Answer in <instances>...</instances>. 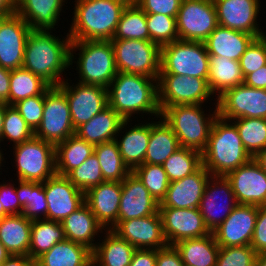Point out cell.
<instances>
[{
	"label": "cell",
	"mask_w": 266,
	"mask_h": 266,
	"mask_svg": "<svg viewBox=\"0 0 266 266\" xmlns=\"http://www.w3.org/2000/svg\"><path fill=\"white\" fill-rule=\"evenodd\" d=\"M211 176L202 165L193 174L170 182L159 208H199L206 184Z\"/></svg>",
	"instance_id": "obj_23"
},
{
	"label": "cell",
	"mask_w": 266,
	"mask_h": 266,
	"mask_svg": "<svg viewBox=\"0 0 266 266\" xmlns=\"http://www.w3.org/2000/svg\"><path fill=\"white\" fill-rule=\"evenodd\" d=\"M16 185L10 182L0 184V202L9 215H20L23 211L16 195Z\"/></svg>",
	"instance_id": "obj_53"
},
{
	"label": "cell",
	"mask_w": 266,
	"mask_h": 266,
	"mask_svg": "<svg viewBox=\"0 0 266 266\" xmlns=\"http://www.w3.org/2000/svg\"><path fill=\"white\" fill-rule=\"evenodd\" d=\"M120 1L125 2L127 5L135 3V0H120Z\"/></svg>",
	"instance_id": "obj_67"
},
{
	"label": "cell",
	"mask_w": 266,
	"mask_h": 266,
	"mask_svg": "<svg viewBox=\"0 0 266 266\" xmlns=\"http://www.w3.org/2000/svg\"><path fill=\"white\" fill-rule=\"evenodd\" d=\"M51 86L23 67L11 70L9 106L32 96L44 95Z\"/></svg>",
	"instance_id": "obj_40"
},
{
	"label": "cell",
	"mask_w": 266,
	"mask_h": 266,
	"mask_svg": "<svg viewBox=\"0 0 266 266\" xmlns=\"http://www.w3.org/2000/svg\"><path fill=\"white\" fill-rule=\"evenodd\" d=\"M66 0H16V13L32 30H53Z\"/></svg>",
	"instance_id": "obj_27"
},
{
	"label": "cell",
	"mask_w": 266,
	"mask_h": 266,
	"mask_svg": "<svg viewBox=\"0 0 266 266\" xmlns=\"http://www.w3.org/2000/svg\"><path fill=\"white\" fill-rule=\"evenodd\" d=\"M0 149H1V147H0ZM3 150L1 149L0 150V170L2 169L1 167L3 166L2 164H3V160H5V158H3V155H5V154H3V152H2Z\"/></svg>",
	"instance_id": "obj_66"
},
{
	"label": "cell",
	"mask_w": 266,
	"mask_h": 266,
	"mask_svg": "<svg viewBox=\"0 0 266 266\" xmlns=\"http://www.w3.org/2000/svg\"><path fill=\"white\" fill-rule=\"evenodd\" d=\"M179 40L204 42L218 26L213 0H182L176 17Z\"/></svg>",
	"instance_id": "obj_12"
},
{
	"label": "cell",
	"mask_w": 266,
	"mask_h": 266,
	"mask_svg": "<svg viewBox=\"0 0 266 266\" xmlns=\"http://www.w3.org/2000/svg\"><path fill=\"white\" fill-rule=\"evenodd\" d=\"M34 136V131L29 127L20 113L5 103L4 124L1 135V142H13V145L23 143ZM8 139V140H7Z\"/></svg>",
	"instance_id": "obj_48"
},
{
	"label": "cell",
	"mask_w": 266,
	"mask_h": 266,
	"mask_svg": "<svg viewBox=\"0 0 266 266\" xmlns=\"http://www.w3.org/2000/svg\"><path fill=\"white\" fill-rule=\"evenodd\" d=\"M61 225L64 229L66 239L82 244L92 251L97 242L95 236L103 234L104 227L97 221L90 208L84 202L78 209L68 215ZM95 242V243H94Z\"/></svg>",
	"instance_id": "obj_28"
},
{
	"label": "cell",
	"mask_w": 266,
	"mask_h": 266,
	"mask_svg": "<svg viewBox=\"0 0 266 266\" xmlns=\"http://www.w3.org/2000/svg\"><path fill=\"white\" fill-rule=\"evenodd\" d=\"M16 0H0V17L15 13Z\"/></svg>",
	"instance_id": "obj_60"
},
{
	"label": "cell",
	"mask_w": 266,
	"mask_h": 266,
	"mask_svg": "<svg viewBox=\"0 0 266 266\" xmlns=\"http://www.w3.org/2000/svg\"><path fill=\"white\" fill-rule=\"evenodd\" d=\"M104 232L92 251V266H129L136 248L111 229Z\"/></svg>",
	"instance_id": "obj_30"
},
{
	"label": "cell",
	"mask_w": 266,
	"mask_h": 266,
	"mask_svg": "<svg viewBox=\"0 0 266 266\" xmlns=\"http://www.w3.org/2000/svg\"><path fill=\"white\" fill-rule=\"evenodd\" d=\"M239 63L244 77L266 65V35L255 38L250 43Z\"/></svg>",
	"instance_id": "obj_50"
},
{
	"label": "cell",
	"mask_w": 266,
	"mask_h": 266,
	"mask_svg": "<svg viewBox=\"0 0 266 266\" xmlns=\"http://www.w3.org/2000/svg\"><path fill=\"white\" fill-rule=\"evenodd\" d=\"M11 70L0 66V103L9 105Z\"/></svg>",
	"instance_id": "obj_58"
},
{
	"label": "cell",
	"mask_w": 266,
	"mask_h": 266,
	"mask_svg": "<svg viewBox=\"0 0 266 266\" xmlns=\"http://www.w3.org/2000/svg\"><path fill=\"white\" fill-rule=\"evenodd\" d=\"M12 146L18 180L44 183L56 174L55 145L52 143L33 136Z\"/></svg>",
	"instance_id": "obj_8"
},
{
	"label": "cell",
	"mask_w": 266,
	"mask_h": 266,
	"mask_svg": "<svg viewBox=\"0 0 266 266\" xmlns=\"http://www.w3.org/2000/svg\"><path fill=\"white\" fill-rule=\"evenodd\" d=\"M237 205L234 192L227 178L225 176H211L199 206L203 221L209 231L213 232L222 224Z\"/></svg>",
	"instance_id": "obj_15"
},
{
	"label": "cell",
	"mask_w": 266,
	"mask_h": 266,
	"mask_svg": "<svg viewBox=\"0 0 266 266\" xmlns=\"http://www.w3.org/2000/svg\"><path fill=\"white\" fill-rule=\"evenodd\" d=\"M251 158L242 144L235 124L218 115L207 147L202 152V165L212 176H226Z\"/></svg>",
	"instance_id": "obj_4"
},
{
	"label": "cell",
	"mask_w": 266,
	"mask_h": 266,
	"mask_svg": "<svg viewBox=\"0 0 266 266\" xmlns=\"http://www.w3.org/2000/svg\"><path fill=\"white\" fill-rule=\"evenodd\" d=\"M129 266H156V249H136Z\"/></svg>",
	"instance_id": "obj_56"
},
{
	"label": "cell",
	"mask_w": 266,
	"mask_h": 266,
	"mask_svg": "<svg viewBox=\"0 0 266 266\" xmlns=\"http://www.w3.org/2000/svg\"><path fill=\"white\" fill-rule=\"evenodd\" d=\"M231 121L238 130L245 150L252 158L266 148L265 118H237Z\"/></svg>",
	"instance_id": "obj_43"
},
{
	"label": "cell",
	"mask_w": 266,
	"mask_h": 266,
	"mask_svg": "<svg viewBox=\"0 0 266 266\" xmlns=\"http://www.w3.org/2000/svg\"><path fill=\"white\" fill-rule=\"evenodd\" d=\"M225 177L231 184L237 204L266 206V172L254 158Z\"/></svg>",
	"instance_id": "obj_16"
},
{
	"label": "cell",
	"mask_w": 266,
	"mask_h": 266,
	"mask_svg": "<svg viewBox=\"0 0 266 266\" xmlns=\"http://www.w3.org/2000/svg\"><path fill=\"white\" fill-rule=\"evenodd\" d=\"M18 181L16 195L23 207L22 215L31 221L47 219L48 204L45 196L44 183Z\"/></svg>",
	"instance_id": "obj_39"
},
{
	"label": "cell",
	"mask_w": 266,
	"mask_h": 266,
	"mask_svg": "<svg viewBox=\"0 0 266 266\" xmlns=\"http://www.w3.org/2000/svg\"><path fill=\"white\" fill-rule=\"evenodd\" d=\"M135 3L145 13L165 14L176 18L182 0H135Z\"/></svg>",
	"instance_id": "obj_52"
},
{
	"label": "cell",
	"mask_w": 266,
	"mask_h": 266,
	"mask_svg": "<svg viewBox=\"0 0 266 266\" xmlns=\"http://www.w3.org/2000/svg\"><path fill=\"white\" fill-rule=\"evenodd\" d=\"M211 96L214 98L205 79L178 74L159 75L158 104L161 112L174 105H203Z\"/></svg>",
	"instance_id": "obj_11"
},
{
	"label": "cell",
	"mask_w": 266,
	"mask_h": 266,
	"mask_svg": "<svg viewBox=\"0 0 266 266\" xmlns=\"http://www.w3.org/2000/svg\"><path fill=\"white\" fill-rule=\"evenodd\" d=\"M121 201L117 221L142 218L158 213L159 202L131 172L122 182Z\"/></svg>",
	"instance_id": "obj_24"
},
{
	"label": "cell",
	"mask_w": 266,
	"mask_h": 266,
	"mask_svg": "<svg viewBox=\"0 0 266 266\" xmlns=\"http://www.w3.org/2000/svg\"><path fill=\"white\" fill-rule=\"evenodd\" d=\"M218 25L246 32L256 38L266 35L257 24L260 0H213Z\"/></svg>",
	"instance_id": "obj_21"
},
{
	"label": "cell",
	"mask_w": 266,
	"mask_h": 266,
	"mask_svg": "<svg viewBox=\"0 0 266 266\" xmlns=\"http://www.w3.org/2000/svg\"><path fill=\"white\" fill-rule=\"evenodd\" d=\"M118 72L159 79L161 47L152 41L112 39Z\"/></svg>",
	"instance_id": "obj_9"
},
{
	"label": "cell",
	"mask_w": 266,
	"mask_h": 266,
	"mask_svg": "<svg viewBox=\"0 0 266 266\" xmlns=\"http://www.w3.org/2000/svg\"><path fill=\"white\" fill-rule=\"evenodd\" d=\"M160 74H178L207 81L209 54L205 43L176 40L162 46Z\"/></svg>",
	"instance_id": "obj_7"
},
{
	"label": "cell",
	"mask_w": 266,
	"mask_h": 266,
	"mask_svg": "<svg viewBox=\"0 0 266 266\" xmlns=\"http://www.w3.org/2000/svg\"><path fill=\"white\" fill-rule=\"evenodd\" d=\"M9 214L3 209L2 203L0 202V219L8 216Z\"/></svg>",
	"instance_id": "obj_65"
},
{
	"label": "cell",
	"mask_w": 266,
	"mask_h": 266,
	"mask_svg": "<svg viewBox=\"0 0 266 266\" xmlns=\"http://www.w3.org/2000/svg\"><path fill=\"white\" fill-rule=\"evenodd\" d=\"M113 39L149 41L146 13L136 3L124 8Z\"/></svg>",
	"instance_id": "obj_42"
},
{
	"label": "cell",
	"mask_w": 266,
	"mask_h": 266,
	"mask_svg": "<svg viewBox=\"0 0 266 266\" xmlns=\"http://www.w3.org/2000/svg\"><path fill=\"white\" fill-rule=\"evenodd\" d=\"M213 113H204L202 104H184L166 107L162 119L172 128L180 147L201 153L206 149L213 123L218 116L217 103Z\"/></svg>",
	"instance_id": "obj_5"
},
{
	"label": "cell",
	"mask_w": 266,
	"mask_h": 266,
	"mask_svg": "<svg viewBox=\"0 0 266 266\" xmlns=\"http://www.w3.org/2000/svg\"><path fill=\"white\" fill-rule=\"evenodd\" d=\"M254 159L258 162L261 168L266 172V148L259 152Z\"/></svg>",
	"instance_id": "obj_61"
},
{
	"label": "cell",
	"mask_w": 266,
	"mask_h": 266,
	"mask_svg": "<svg viewBox=\"0 0 266 266\" xmlns=\"http://www.w3.org/2000/svg\"><path fill=\"white\" fill-rule=\"evenodd\" d=\"M80 51L77 61L74 53ZM77 63L79 83L107 89L118 73L111 41H71L70 65Z\"/></svg>",
	"instance_id": "obj_6"
},
{
	"label": "cell",
	"mask_w": 266,
	"mask_h": 266,
	"mask_svg": "<svg viewBox=\"0 0 266 266\" xmlns=\"http://www.w3.org/2000/svg\"><path fill=\"white\" fill-rule=\"evenodd\" d=\"M11 254L6 250L4 245L0 242V264L3 263Z\"/></svg>",
	"instance_id": "obj_64"
},
{
	"label": "cell",
	"mask_w": 266,
	"mask_h": 266,
	"mask_svg": "<svg viewBox=\"0 0 266 266\" xmlns=\"http://www.w3.org/2000/svg\"><path fill=\"white\" fill-rule=\"evenodd\" d=\"M34 266H92V250L65 239L38 257Z\"/></svg>",
	"instance_id": "obj_32"
},
{
	"label": "cell",
	"mask_w": 266,
	"mask_h": 266,
	"mask_svg": "<svg viewBox=\"0 0 266 266\" xmlns=\"http://www.w3.org/2000/svg\"><path fill=\"white\" fill-rule=\"evenodd\" d=\"M94 153V145L73 134L55 146L56 174L66 176Z\"/></svg>",
	"instance_id": "obj_37"
},
{
	"label": "cell",
	"mask_w": 266,
	"mask_h": 266,
	"mask_svg": "<svg viewBox=\"0 0 266 266\" xmlns=\"http://www.w3.org/2000/svg\"><path fill=\"white\" fill-rule=\"evenodd\" d=\"M129 122L130 120H125L122 123L117 134L118 137L120 135V138L118 140V137H116L115 141L118 144L124 164L132 172L136 167L144 164L145 154L151 133V121H147L146 123L143 122V124L142 122L138 123L131 128L129 126ZM127 124L129 129L126 128ZM124 130H126V132ZM119 133H123L124 135Z\"/></svg>",
	"instance_id": "obj_26"
},
{
	"label": "cell",
	"mask_w": 266,
	"mask_h": 266,
	"mask_svg": "<svg viewBox=\"0 0 266 266\" xmlns=\"http://www.w3.org/2000/svg\"><path fill=\"white\" fill-rule=\"evenodd\" d=\"M244 84L257 89H266V65L244 77Z\"/></svg>",
	"instance_id": "obj_57"
},
{
	"label": "cell",
	"mask_w": 266,
	"mask_h": 266,
	"mask_svg": "<svg viewBox=\"0 0 266 266\" xmlns=\"http://www.w3.org/2000/svg\"><path fill=\"white\" fill-rule=\"evenodd\" d=\"M111 230L136 249L158 250L168 245L159 212L142 218L117 221Z\"/></svg>",
	"instance_id": "obj_20"
},
{
	"label": "cell",
	"mask_w": 266,
	"mask_h": 266,
	"mask_svg": "<svg viewBox=\"0 0 266 266\" xmlns=\"http://www.w3.org/2000/svg\"><path fill=\"white\" fill-rule=\"evenodd\" d=\"M51 33V30H31L26 40L22 67L50 86H59L65 80L61 75L71 67V38L68 33L64 39Z\"/></svg>",
	"instance_id": "obj_1"
},
{
	"label": "cell",
	"mask_w": 266,
	"mask_h": 266,
	"mask_svg": "<svg viewBox=\"0 0 266 266\" xmlns=\"http://www.w3.org/2000/svg\"><path fill=\"white\" fill-rule=\"evenodd\" d=\"M258 207L238 204L212 233L220 247L250 245L256 225Z\"/></svg>",
	"instance_id": "obj_19"
},
{
	"label": "cell",
	"mask_w": 266,
	"mask_h": 266,
	"mask_svg": "<svg viewBox=\"0 0 266 266\" xmlns=\"http://www.w3.org/2000/svg\"><path fill=\"white\" fill-rule=\"evenodd\" d=\"M76 83L75 85L73 83L70 85L68 79H65L57 86L66 95L75 130L108 107L106 88Z\"/></svg>",
	"instance_id": "obj_14"
},
{
	"label": "cell",
	"mask_w": 266,
	"mask_h": 266,
	"mask_svg": "<svg viewBox=\"0 0 266 266\" xmlns=\"http://www.w3.org/2000/svg\"><path fill=\"white\" fill-rule=\"evenodd\" d=\"M149 41L160 47L179 40L176 18L165 14L146 13Z\"/></svg>",
	"instance_id": "obj_46"
},
{
	"label": "cell",
	"mask_w": 266,
	"mask_h": 266,
	"mask_svg": "<svg viewBox=\"0 0 266 266\" xmlns=\"http://www.w3.org/2000/svg\"><path fill=\"white\" fill-rule=\"evenodd\" d=\"M208 86L218 98L227 89L244 83V75L239 61L217 55H209Z\"/></svg>",
	"instance_id": "obj_33"
},
{
	"label": "cell",
	"mask_w": 266,
	"mask_h": 266,
	"mask_svg": "<svg viewBox=\"0 0 266 266\" xmlns=\"http://www.w3.org/2000/svg\"><path fill=\"white\" fill-rule=\"evenodd\" d=\"M94 153L99 160L104 181L122 182L131 173L123 162L115 140L95 145Z\"/></svg>",
	"instance_id": "obj_41"
},
{
	"label": "cell",
	"mask_w": 266,
	"mask_h": 266,
	"mask_svg": "<svg viewBox=\"0 0 266 266\" xmlns=\"http://www.w3.org/2000/svg\"><path fill=\"white\" fill-rule=\"evenodd\" d=\"M68 32L71 41H111L125 2L120 0H75Z\"/></svg>",
	"instance_id": "obj_3"
},
{
	"label": "cell",
	"mask_w": 266,
	"mask_h": 266,
	"mask_svg": "<svg viewBox=\"0 0 266 266\" xmlns=\"http://www.w3.org/2000/svg\"><path fill=\"white\" fill-rule=\"evenodd\" d=\"M75 132L66 95L57 86H51L44 94L42 121L34 136L56 146Z\"/></svg>",
	"instance_id": "obj_10"
},
{
	"label": "cell",
	"mask_w": 266,
	"mask_h": 266,
	"mask_svg": "<svg viewBox=\"0 0 266 266\" xmlns=\"http://www.w3.org/2000/svg\"><path fill=\"white\" fill-rule=\"evenodd\" d=\"M1 266H34L29 255H10Z\"/></svg>",
	"instance_id": "obj_59"
},
{
	"label": "cell",
	"mask_w": 266,
	"mask_h": 266,
	"mask_svg": "<svg viewBox=\"0 0 266 266\" xmlns=\"http://www.w3.org/2000/svg\"><path fill=\"white\" fill-rule=\"evenodd\" d=\"M258 253H266V206L258 207L256 225L250 243Z\"/></svg>",
	"instance_id": "obj_54"
},
{
	"label": "cell",
	"mask_w": 266,
	"mask_h": 266,
	"mask_svg": "<svg viewBox=\"0 0 266 266\" xmlns=\"http://www.w3.org/2000/svg\"><path fill=\"white\" fill-rule=\"evenodd\" d=\"M174 246L185 266H216L220 246L212 232L201 238L181 240Z\"/></svg>",
	"instance_id": "obj_36"
},
{
	"label": "cell",
	"mask_w": 266,
	"mask_h": 266,
	"mask_svg": "<svg viewBox=\"0 0 266 266\" xmlns=\"http://www.w3.org/2000/svg\"><path fill=\"white\" fill-rule=\"evenodd\" d=\"M159 203L165 198L170 181L163 165L142 164L132 171Z\"/></svg>",
	"instance_id": "obj_45"
},
{
	"label": "cell",
	"mask_w": 266,
	"mask_h": 266,
	"mask_svg": "<svg viewBox=\"0 0 266 266\" xmlns=\"http://www.w3.org/2000/svg\"><path fill=\"white\" fill-rule=\"evenodd\" d=\"M163 234L168 245L184 239L201 238L211 232L205 226L199 208H159Z\"/></svg>",
	"instance_id": "obj_17"
},
{
	"label": "cell",
	"mask_w": 266,
	"mask_h": 266,
	"mask_svg": "<svg viewBox=\"0 0 266 266\" xmlns=\"http://www.w3.org/2000/svg\"><path fill=\"white\" fill-rule=\"evenodd\" d=\"M30 26L16 12L0 17V66L9 70L22 67Z\"/></svg>",
	"instance_id": "obj_18"
},
{
	"label": "cell",
	"mask_w": 266,
	"mask_h": 266,
	"mask_svg": "<svg viewBox=\"0 0 266 266\" xmlns=\"http://www.w3.org/2000/svg\"><path fill=\"white\" fill-rule=\"evenodd\" d=\"M121 192V182L104 181L84 193L85 203L105 229L117 223Z\"/></svg>",
	"instance_id": "obj_25"
},
{
	"label": "cell",
	"mask_w": 266,
	"mask_h": 266,
	"mask_svg": "<svg viewBox=\"0 0 266 266\" xmlns=\"http://www.w3.org/2000/svg\"><path fill=\"white\" fill-rule=\"evenodd\" d=\"M108 106L124 120L136 114L161 117L158 104V80L138 74L118 72L107 87Z\"/></svg>",
	"instance_id": "obj_2"
},
{
	"label": "cell",
	"mask_w": 266,
	"mask_h": 266,
	"mask_svg": "<svg viewBox=\"0 0 266 266\" xmlns=\"http://www.w3.org/2000/svg\"><path fill=\"white\" fill-rule=\"evenodd\" d=\"M254 35L218 25L204 41L209 55H217L239 61Z\"/></svg>",
	"instance_id": "obj_29"
},
{
	"label": "cell",
	"mask_w": 266,
	"mask_h": 266,
	"mask_svg": "<svg viewBox=\"0 0 266 266\" xmlns=\"http://www.w3.org/2000/svg\"><path fill=\"white\" fill-rule=\"evenodd\" d=\"M218 115L227 120L237 118L266 119V89L240 84L216 98Z\"/></svg>",
	"instance_id": "obj_13"
},
{
	"label": "cell",
	"mask_w": 266,
	"mask_h": 266,
	"mask_svg": "<svg viewBox=\"0 0 266 266\" xmlns=\"http://www.w3.org/2000/svg\"><path fill=\"white\" fill-rule=\"evenodd\" d=\"M179 148L177 136L162 117H159L158 122L151 121V133L144 164L162 165Z\"/></svg>",
	"instance_id": "obj_35"
},
{
	"label": "cell",
	"mask_w": 266,
	"mask_h": 266,
	"mask_svg": "<svg viewBox=\"0 0 266 266\" xmlns=\"http://www.w3.org/2000/svg\"><path fill=\"white\" fill-rule=\"evenodd\" d=\"M162 165L170 182L183 179L202 166V153L195 149L180 147Z\"/></svg>",
	"instance_id": "obj_44"
},
{
	"label": "cell",
	"mask_w": 266,
	"mask_h": 266,
	"mask_svg": "<svg viewBox=\"0 0 266 266\" xmlns=\"http://www.w3.org/2000/svg\"><path fill=\"white\" fill-rule=\"evenodd\" d=\"M48 204L47 220L62 222L84 201V192L74 186L66 176L55 174L44 182Z\"/></svg>",
	"instance_id": "obj_22"
},
{
	"label": "cell",
	"mask_w": 266,
	"mask_h": 266,
	"mask_svg": "<svg viewBox=\"0 0 266 266\" xmlns=\"http://www.w3.org/2000/svg\"><path fill=\"white\" fill-rule=\"evenodd\" d=\"M156 266H185L174 245L156 250Z\"/></svg>",
	"instance_id": "obj_55"
},
{
	"label": "cell",
	"mask_w": 266,
	"mask_h": 266,
	"mask_svg": "<svg viewBox=\"0 0 266 266\" xmlns=\"http://www.w3.org/2000/svg\"><path fill=\"white\" fill-rule=\"evenodd\" d=\"M13 107L20 113L29 127L35 131L42 121L44 95L32 96L20 100Z\"/></svg>",
	"instance_id": "obj_51"
},
{
	"label": "cell",
	"mask_w": 266,
	"mask_h": 266,
	"mask_svg": "<svg viewBox=\"0 0 266 266\" xmlns=\"http://www.w3.org/2000/svg\"><path fill=\"white\" fill-rule=\"evenodd\" d=\"M61 222L53 220L32 221L30 246L28 255L35 261L42 254L50 250L57 242L65 240Z\"/></svg>",
	"instance_id": "obj_38"
},
{
	"label": "cell",
	"mask_w": 266,
	"mask_h": 266,
	"mask_svg": "<svg viewBox=\"0 0 266 266\" xmlns=\"http://www.w3.org/2000/svg\"><path fill=\"white\" fill-rule=\"evenodd\" d=\"M66 177L84 193L91 187L104 182L101 166L95 153L90 155L79 167L71 170Z\"/></svg>",
	"instance_id": "obj_47"
},
{
	"label": "cell",
	"mask_w": 266,
	"mask_h": 266,
	"mask_svg": "<svg viewBox=\"0 0 266 266\" xmlns=\"http://www.w3.org/2000/svg\"><path fill=\"white\" fill-rule=\"evenodd\" d=\"M124 121L118 113L108 106L90 121L79 126L75 134L95 146L115 140Z\"/></svg>",
	"instance_id": "obj_31"
},
{
	"label": "cell",
	"mask_w": 266,
	"mask_h": 266,
	"mask_svg": "<svg viewBox=\"0 0 266 266\" xmlns=\"http://www.w3.org/2000/svg\"><path fill=\"white\" fill-rule=\"evenodd\" d=\"M255 266H266V253H258Z\"/></svg>",
	"instance_id": "obj_63"
},
{
	"label": "cell",
	"mask_w": 266,
	"mask_h": 266,
	"mask_svg": "<svg viewBox=\"0 0 266 266\" xmlns=\"http://www.w3.org/2000/svg\"><path fill=\"white\" fill-rule=\"evenodd\" d=\"M4 115H5V103H0V143H1L3 124H4Z\"/></svg>",
	"instance_id": "obj_62"
},
{
	"label": "cell",
	"mask_w": 266,
	"mask_h": 266,
	"mask_svg": "<svg viewBox=\"0 0 266 266\" xmlns=\"http://www.w3.org/2000/svg\"><path fill=\"white\" fill-rule=\"evenodd\" d=\"M32 221L22 214L0 219V242L11 255H28Z\"/></svg>",
	"instance_id": "obj_34"
},
{
	"label": "cell",
	"mask_w": 266,
	"mask_h": 266,
	"mask_svg": "<svg viewBox=\"0 0 266 266\" xmlns=\"http://www.w3.org/2000/svg\"><path fill=\"white\" fill-rule=\"evenodd\" d=\"M256 257L251 245L220 247L216 266H255Z\"/></svg>",
	"instance_id": "obj_49"
}]
</instances>
